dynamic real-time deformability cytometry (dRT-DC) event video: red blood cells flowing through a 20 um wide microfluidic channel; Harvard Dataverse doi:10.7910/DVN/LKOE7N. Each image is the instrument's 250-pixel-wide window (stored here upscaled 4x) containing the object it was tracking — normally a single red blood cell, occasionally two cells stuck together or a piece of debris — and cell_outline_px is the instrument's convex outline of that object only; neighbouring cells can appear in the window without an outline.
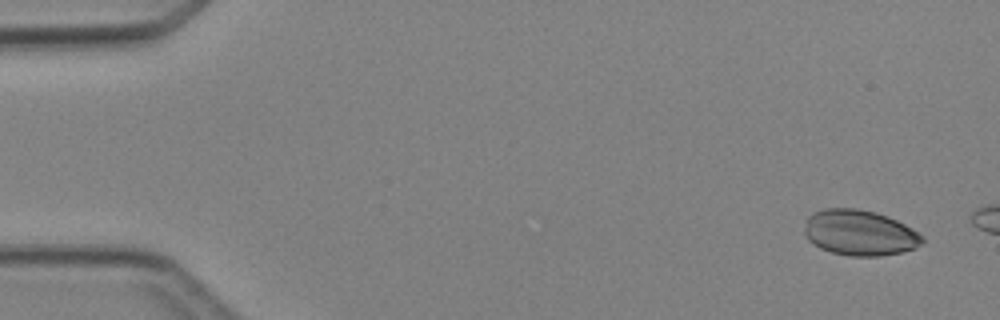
{"species": "Egyptian fruit bat (a non-hibernating species)", "species_latin": "Rousettus aegyptiacus", "temperature_condition": "cold", "stored_images_in_passage": 2, "camera_frame_rate_fps": 3000, "um_per_image_px": 0.085, "animal": {"sex": "female"}, "frame": {"image": 1, "passage_image": 1, "time_ms": 0.0, "image_size_px": [1000, 320], "cell_outline_px": [[924, 240], [916, 248], [900, 252], [880, 256], [852, 256], [832, 252], [820, 248], [808, 240], [804, 236], [804, 228], [808, 216], [812, 212], [824, 208], [856, 208], [876, 212], [888, 216], [912, 228], [924, 236]], "centroid_in_image_um": [73.05, 19.77], "position_along_channel_um": 11.9, "area_um2": 31.5}}